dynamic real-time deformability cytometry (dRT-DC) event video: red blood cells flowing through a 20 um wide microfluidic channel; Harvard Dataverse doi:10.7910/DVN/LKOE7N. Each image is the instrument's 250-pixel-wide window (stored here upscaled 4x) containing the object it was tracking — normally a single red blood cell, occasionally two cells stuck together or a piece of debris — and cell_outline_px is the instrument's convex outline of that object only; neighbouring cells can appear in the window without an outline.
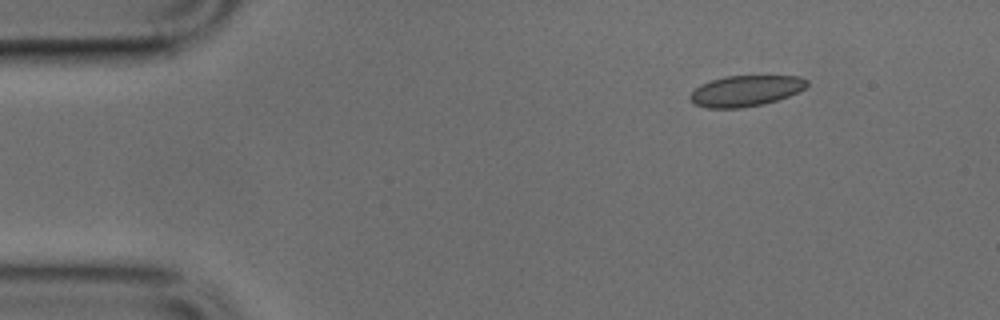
{"species": "common noctule bat (a hibernating species)", "species_latin": "Nyctalus noctula", "temperature_condition": "cold", "stored_images_in_passage": 44, "camera_frame_rate_fps": 3000, "um_per_image_px": 0.085, "animal": {"sex": "male", "body_mass_g": 17.9, "forearm_length_mm": 54.2}, "frame": {"image": 1, "passage_image": 1, "time_ms": 0.0, "image_size_px": [1000, 320], "cell_outline_px": [[808, 84], [804, 88], [788, 96], [764, 104], [740, 108], [708, 108], [696, 104], [688, 96], [700, 84], [724, 76], [800, 76], [808, 80]], "centroid_in_image_um": [63.38, 7.72], "position_along_channel_um": 21.6, "area_um2": 20.87}}
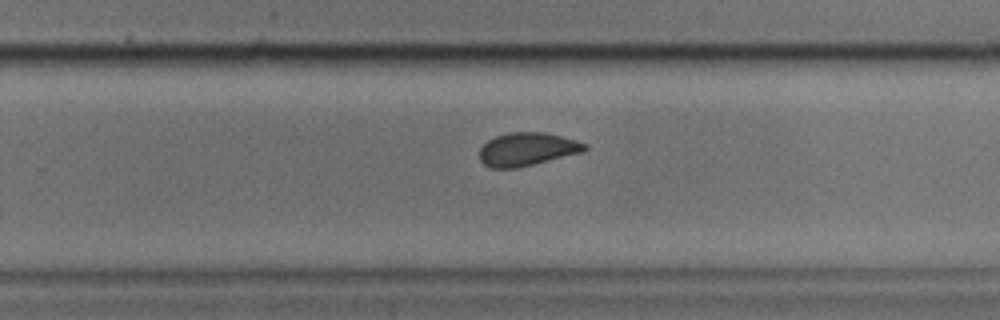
{"frame": {"image": 2, "passage_image": 26, "time_ms": 8.333, "image_size_px": [1000, 320], "cell_outline_px": [[588, 148], [584, 152], [516, 168], [492, 168], [484, 164], [480, 160], [480, 148], [488, 140], [496, 136], [508, 132], [544, 132], [576, 140], [588, 144]], "centroid_in_image_um": [44.82, 12.68], "position_along_channel_um": 285.0, "area_um2": 20.35}}
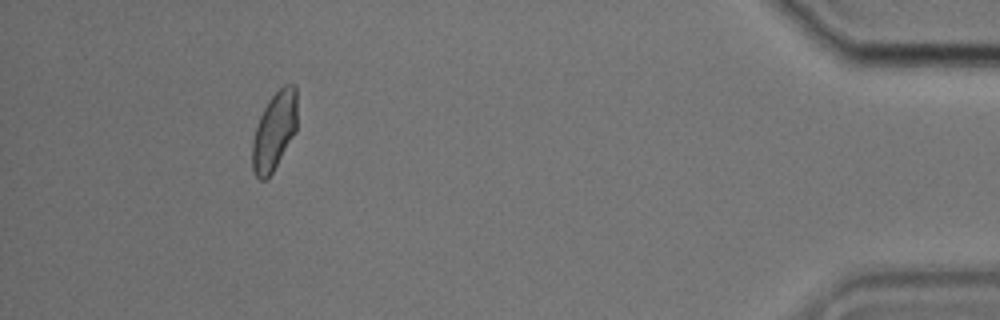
{"frame": {"image": 3, "passage_image": 40, "time_ms": 13.0, "image_size_px": [1000, 320], "cell_outline_px": [[296, 132], [272, 172], [264, 180], [260, 180], [256, 176], [252, 168], [252, 140], [260, 116], [268, 100], [284, 84], [296, 84]], "centroid_in_image_um": [23.32, 11.12], "position_along_channel_um": 411.9, "area_um2": 20.29}}